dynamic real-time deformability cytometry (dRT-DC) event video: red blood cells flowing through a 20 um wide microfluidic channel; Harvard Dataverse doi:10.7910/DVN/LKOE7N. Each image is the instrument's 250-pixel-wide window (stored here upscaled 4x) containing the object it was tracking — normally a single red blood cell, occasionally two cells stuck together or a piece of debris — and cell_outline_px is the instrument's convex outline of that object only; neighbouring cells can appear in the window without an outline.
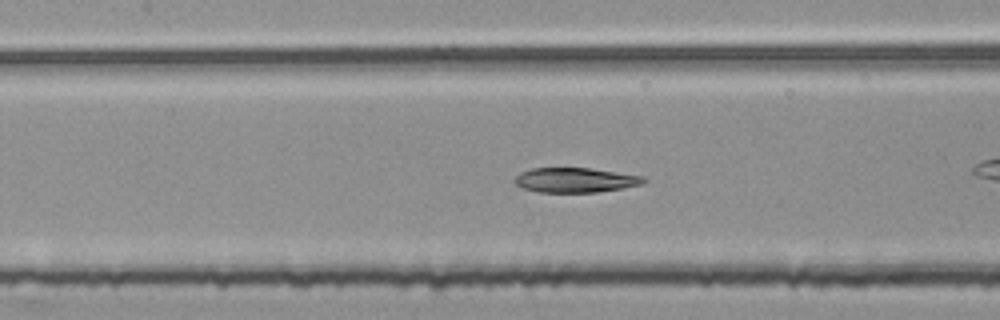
{"species": "common noctule bat (a hibernating species)", "species_latin": "Nyctalus noctula", "temperature_condition": "room temperature", "stored_images_in_passage": 54, "segment_of_instrument_passage": [2, 2], "camera_frame_rate_fps": 3000, "um_per_image_px": 0.085, "animal": {"sex": "female", "body_mass_g": 25.1}, "frame": {"image": 1, "passage_image": 25, "time_ms": 8.0, "image_size_px": [1000, 320], "cell_outline_px": [[648, 180], [644, 184], [596, 192], [536, 192], [524, 188], [516, 184], [512, 180], [520, 172], [532, 168], [588, 168], [644, 176]], "centroid_in_image_um": [48.89, 15.3], "position_along_channel_um": 158.5, "area_um2": 18.55}}
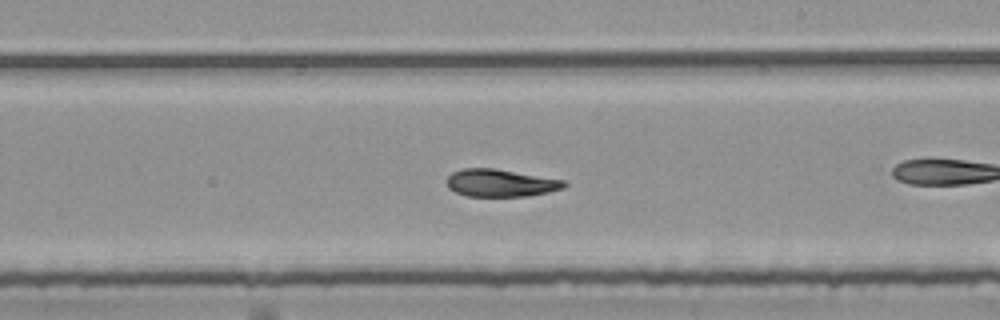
{"frame": {"image": 2, "passage_image": 32, "time_ms": 10.333, "image_size_px": [1000, 320], "cell_outline_px": [[568, 184], [564, 188], [548, 192], [528, 196], [468, 196], [456, 192], [448, 188], [448, 176], [452, 172], [464, 168], [496, 168], [564, 180]], "centroid_in_image_um": [42.57, 15.55], "position_along_channel_um": 246.4, "area_um2": 18.79}}
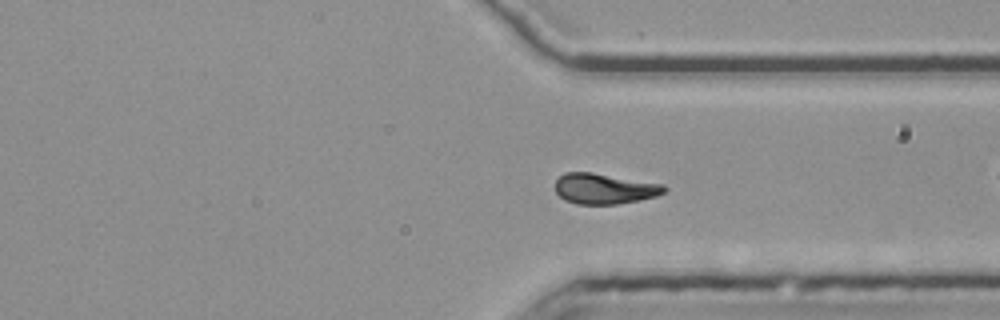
{"frame": {"image": 3, "passage_image": 41, "time_ms": 13.333, "image_size_px": [1000, 320], "cell_outline_px": [[668, 188], [664, 192], [656, 196], [640, 200], [616, 204], [576, 204], [564, 200], [556, 192], [556, 180], [564, 172], [592, 172], [664, 184]], "centroid_in_image_um": [51.38, 16.03], "position_along_channel_um": 360.0, "area_um2": 19.48}}